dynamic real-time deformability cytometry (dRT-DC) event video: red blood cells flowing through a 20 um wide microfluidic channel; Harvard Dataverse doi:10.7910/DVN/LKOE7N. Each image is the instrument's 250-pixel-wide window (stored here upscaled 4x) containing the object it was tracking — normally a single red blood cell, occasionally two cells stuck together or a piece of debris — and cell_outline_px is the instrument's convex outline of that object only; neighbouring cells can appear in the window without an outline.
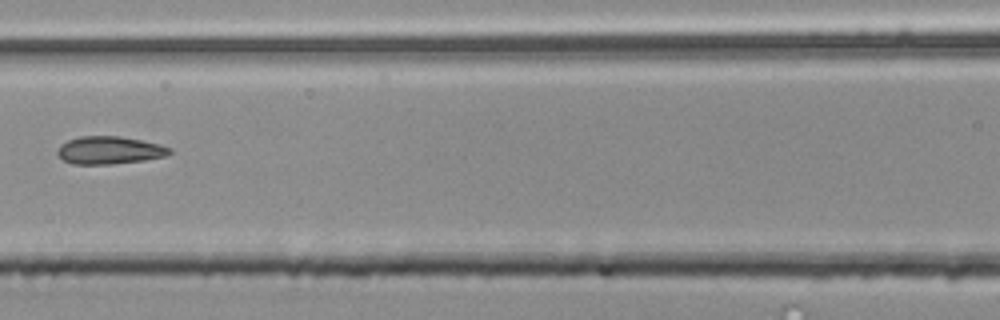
{"species": "common noctule bat (a hibernating species)", "species_latin": "Nyctalus noctula", "temperature_condition": "room temperature", "stored_images_in_passage": 6, "camera_frame_rate_fps": 3000, "um_per_image_px": 0.085, "animal": {"sex": "male", "body_mass_g": 20.4}, "frame": {"image": 1, "passage_image": 6, "time_ms": 1.667, "image_size_px": [1000, 320], "cell_outline_px": [[172, 152], [164, 156], [144, 160], [112, 164], [72, 164], [64, 160], [56, 152], [60, 144], [68, 140], [80, 136], [120, 136], [160, 144], [172, 148]], "centroid_in_image_um": [9.29, 12.76], "position_along_channel_um": 157.3, "area_um2": 18.09}}